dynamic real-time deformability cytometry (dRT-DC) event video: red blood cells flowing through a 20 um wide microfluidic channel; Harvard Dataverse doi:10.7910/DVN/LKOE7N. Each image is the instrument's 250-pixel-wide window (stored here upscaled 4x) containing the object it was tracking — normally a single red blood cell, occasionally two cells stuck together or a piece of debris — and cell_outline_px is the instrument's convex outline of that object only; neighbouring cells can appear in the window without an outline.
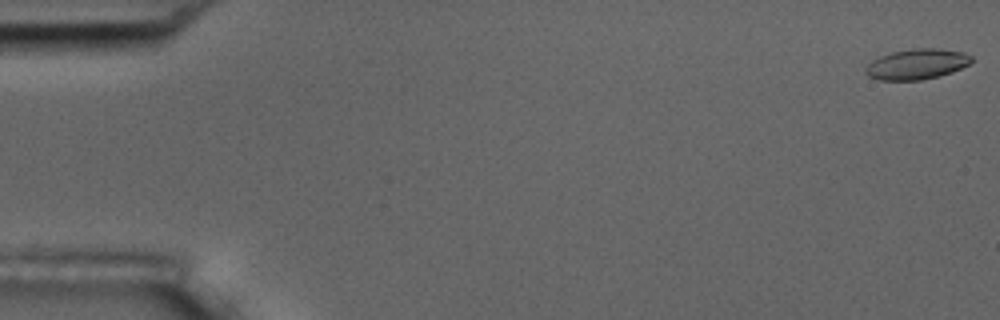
{"species": "common noctule bat (a hibernating species)", "species_latin": "Nyctalus noctula", "temperature_condition": "room temperature", "stored_images_in_passage": 57, "camera_frame_rate_fps": 3000, "um_per_image_px": 0.085, "animal": {"sex": "male", "body_mass_g": 17.5, "forearm_length_mm": 52.3}, "frame": {"image": 1, "passage_image": 1, "time_ms": 0.0, "image_size_px": [1000, 320], "cell_outline_px": [[972, 60], [968, 64], [952, 72], [940, 76], [920, 80], [880, 80], [868, 76], [864, 72], [864, 68], [872, 60], [880, 56], [892, 52], [912, 48], [936, 48], [964, 52], [972, 56]], "centroid_in_image_um": [77.91, 5.45], "position_along_channel_um": 7.1, "area_um2": 18.84}}
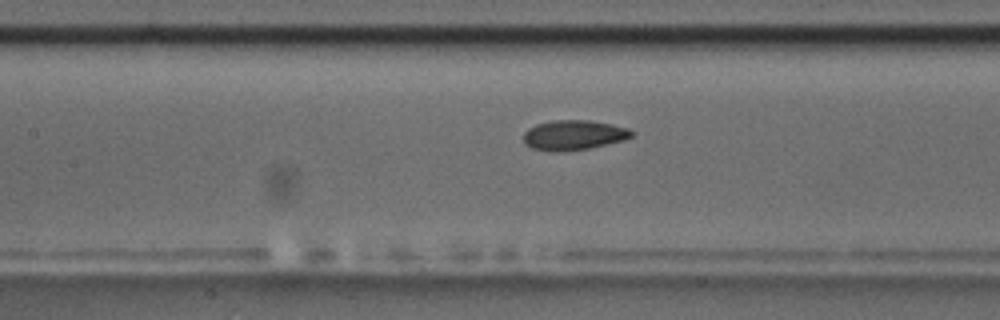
{"frame": {"image": 2, "passage_image": 26, "time_ms": 8.333, "image_size_px": [1000, 320], "cell_outline_px": [[636, 132], [632, 136], [624, 140], [592, 148], [560, 152], [548, 152], [532, 148], [524, 144], [524, 132], [528, 128], [536, 124], [552, 120], [592, 120], [612, 124], [628, 128]], "centroid_in_image_um": [48.77, 11.49], "position_along_channel_um": 158.6, "area_um2": 19.25}}
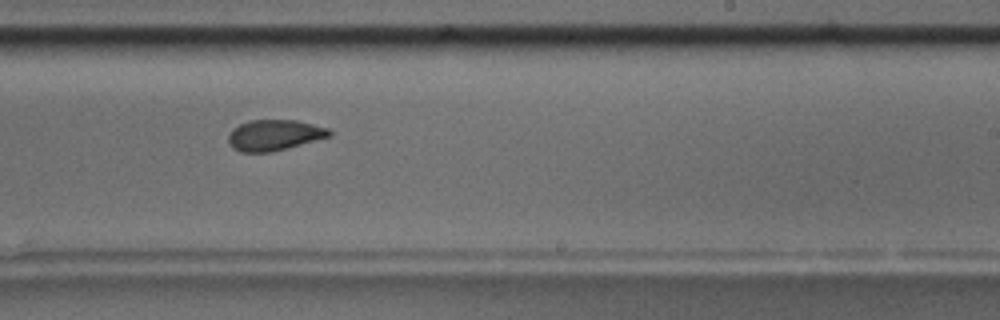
{"frame": {"image": 3, "passage_image": 35, "time_ms": 11.333, "image_size_px": [1000, 320], "cell_outline_px": [[332, 136], [272, 152], [240, 152], [232, 148], [228, 144], [228, 136], [232, 128], [248, 120], [296, 120], [328, 128], [332, 132]], "centroid_in_image_um": [23.29, 11.49], "position_along_channel_um": 265.7, "area_um2": 18.26}, "authors_computed_cell_mechanics": {"area_um2": 18.8428, "velocity_mm_per_s": 3.5892, "shape_relaxation_time_tau1_ms": 10.3128, "shape_relaxation_time_tau2_ms": 2.6003, "deformation_change_tau1": 0.1838, "deformation_change_tau2": 0.0826}}